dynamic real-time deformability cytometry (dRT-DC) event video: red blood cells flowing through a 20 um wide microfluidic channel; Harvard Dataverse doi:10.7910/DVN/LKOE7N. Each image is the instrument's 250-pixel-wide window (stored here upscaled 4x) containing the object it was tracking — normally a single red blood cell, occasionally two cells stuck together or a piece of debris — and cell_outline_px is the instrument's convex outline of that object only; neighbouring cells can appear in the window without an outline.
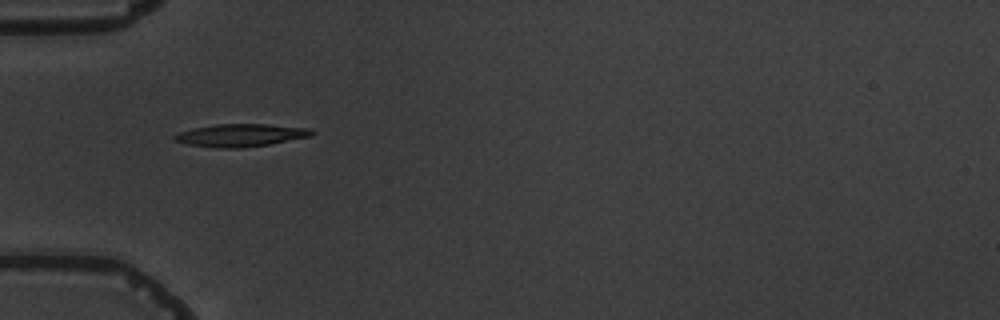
{"species": "common noctule bat (a hibernating species)", "species_latin": "Nyctalus noctula", "temperature_condition": "warm", "stored_images_in_passage": 2, "camera_frame_rate_fps": 3000, "um_per_image_px": 0.085, "animal": {"sex": "male", "body_mass_g": 19.5, "forearm_length_mm": 54.6}, "frame": {"image": 1, "passage_image": 1, "time_ms": 0.0, "image_size_px": [1000, 320], "cell_outline_px": [[316, 132], [312, 136], [268, 144], [244, 148], [216, 148], [188, 144], [172, 140], [172, 136], [180, 132], [192, 128], [216, 124], [268, 124], [312, 128]], "centroid_in_image_um": [20.47, 11.49], "position_along_channel_um": 64.5, "area_um2": 18.32}}
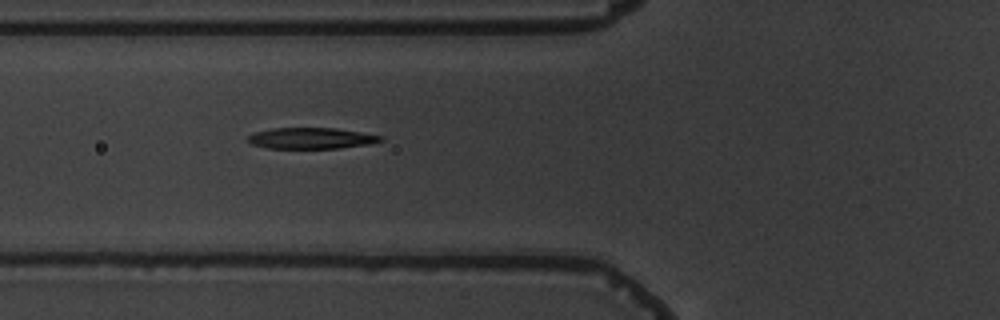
{"frame": {"image": 2, "passage_image": 2, "time_ms": 1.0, "image_size_px": [1000, 320], "cell_outline_px": [[384, 140], [368, 144], [340, 148], [268, 148], [252, 144], [248, 140], [248, 136], [252, 132], [272, 128], [336, 128], [384, 136]], "centroid_in_image_um": [26.45, 11.74], "position_along_channel_um": 99.3, "area_um2": 16.3}}